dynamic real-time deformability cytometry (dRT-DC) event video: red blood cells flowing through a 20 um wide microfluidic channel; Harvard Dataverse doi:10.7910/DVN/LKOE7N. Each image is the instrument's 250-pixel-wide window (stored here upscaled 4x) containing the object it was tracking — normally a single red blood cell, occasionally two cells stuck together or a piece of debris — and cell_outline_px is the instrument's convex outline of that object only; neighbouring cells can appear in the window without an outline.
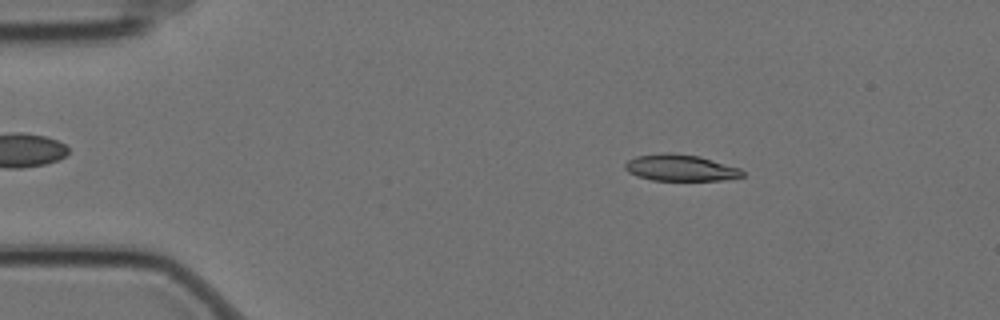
{"species": "Egyptian fruit bat (a non-hibernating species)", "species_latin": "Rousettus aegyptiacus", "temperature_condition": "cold", "stored_images_in_passage": 3, "camera_frame_rate_fps": 3000, "um_per_image_px": 0.085, "animal": {"sex": "female"}, "frame": {"image": 1, "passage_image": 2, "time_ms": 0.333, "image_size_px": [1000, 320], "cell_outline_px": [[744, 176], [720, 180], [652, 180], [636, 176], [628, 172], [624, 168], [624, 164], [628, 160], [636, 156], [664, 152], [672, 152], [700, 156], [740, 168], [744, 172]], "centroid_in_image_um": [57.81, 14.25], "position_along_channel_um": 27.2, "area_um2": 18.21}}